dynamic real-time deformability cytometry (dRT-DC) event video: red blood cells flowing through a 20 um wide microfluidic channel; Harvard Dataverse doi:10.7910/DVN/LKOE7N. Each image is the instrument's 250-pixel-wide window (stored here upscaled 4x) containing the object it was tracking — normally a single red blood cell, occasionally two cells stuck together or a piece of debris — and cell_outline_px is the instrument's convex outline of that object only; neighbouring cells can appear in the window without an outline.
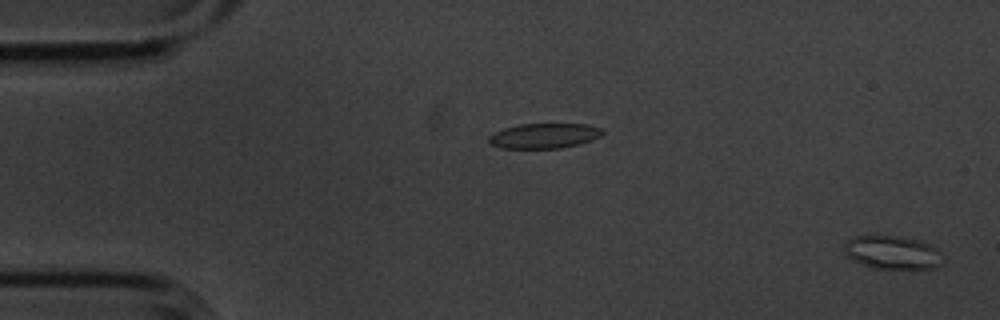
{"species": "common noctule bat (a hibernating species)", "species_latin": "Nyctalus noctula", "temperature_condition": "cold", "stored_images_in_passage": 4, "camera_frame_rate_fps": 3000, "um_per_image_px": 0.085, "animal": {"sex": "male", "body_mass_g": 20.1, "forearm_length_mm": 53.5}, "frame": {"image": 1, "passage_image": 4, "time_ms": 1.0, "image_size_px": [1000, 320], "cell_outline_px": [[940, 252], [936, 268], [872, 268], [860, 264], [852, 260], [844, 252], [844, 244], [852, 236], [896, 236], [916, 240], [928, 244], [936, 248]], "centroid_in_image_um": [75.75, 21.45], "position_along_channel_um": 9.2, "area_um2": 18.73}}